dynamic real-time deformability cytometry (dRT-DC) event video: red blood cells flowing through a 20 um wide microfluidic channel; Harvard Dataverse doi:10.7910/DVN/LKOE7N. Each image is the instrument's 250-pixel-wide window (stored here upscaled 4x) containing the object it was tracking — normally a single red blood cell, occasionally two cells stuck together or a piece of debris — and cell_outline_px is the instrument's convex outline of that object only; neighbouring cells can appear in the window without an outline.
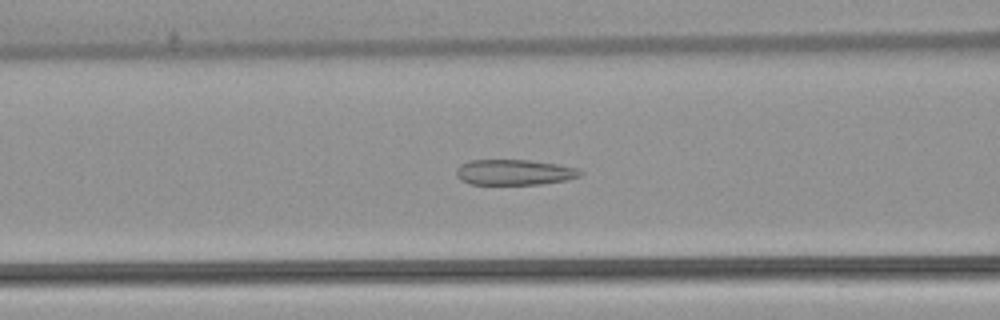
{"species": "common noctule bat (a hibernating species)", "species_latin": "Nyctalus noctula", "temperature_condition": "warm", "stored_images_in_passage": 52, "camera_frame_rate_fps": 3000, "um_per_image_px": 0.085, "animal": {"sex": "female", "body_mass_g": 22.7, "forearm_length_mm": 54.2}, "frame": {"image": 1, "passage_image": 21, "time_ms": 6.667, "image_size_px": [1000, 320], "cell_outline_px": [[584, 172], [580, 176], [564, 180], [540, 184], [472, 184], [460, 180], [456, 176], [456, 168], [460, 164], [468, 160], [528, 160], [556, 164], [576, 168]], "centroid_in_image_um": [43.67, 14.64], "position_along_channel_um": 122.9, "area_um2": 18.38}}
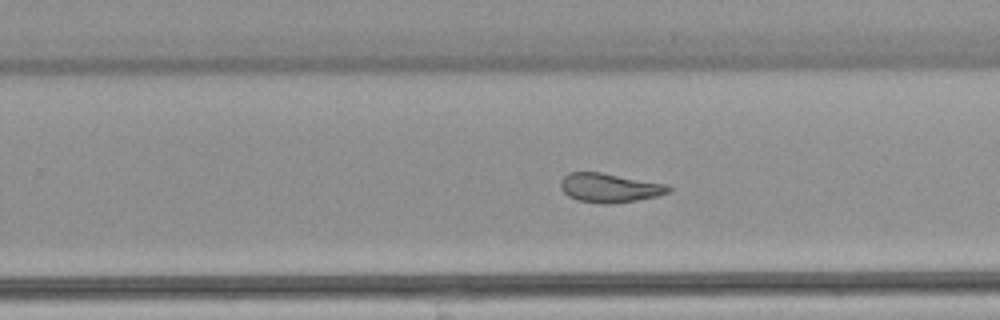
{"frame": {"image": 2, "passage_image": 33, "time_ms": 10.667, "image_size_px": [1000, 320], "cell_outline_px": [[672, 192], [656, 196], [636, 200], [608, 204], [600, 204], [576, 200], [568, 196], [560, 188], [560, 180], [568, 172], [600, 172], [668, 184], [672, 188]], "centroid_in_image_um": [51.81, 15.96], "position_along_channel_um": 278.0, "area_um2": 18.5}}
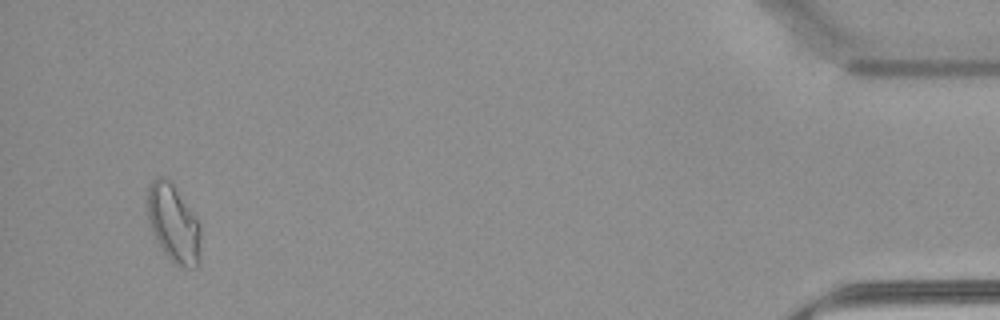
{"frame": {"image": 3, "passage_image": 50, "time_ms": 16.333, "image_size_px": [1000, 320], "cell_outline_px": [[200, 240], [196, 268], [180, 268], [160, 248], [148, 220], [148, 188], [152, 180], [160, 176], [164, 176], [172, 184], [200, 220]], "centroid_in_image_um": [14.76, 18.99], "position_along_channel_um": 420.4, "area_um2": 23.93}, "authors_computed_cell_mechanics": {"area_um2": 20.8658, "velocity_mm_per_s": 3.8905, "shape_relaxation_time_tau1_ms": null, "shape_relaxation_time_tau2_ms": 1.5304, "deformation_change_tau1": null, "deformation_change_tau2": 0.0811}}